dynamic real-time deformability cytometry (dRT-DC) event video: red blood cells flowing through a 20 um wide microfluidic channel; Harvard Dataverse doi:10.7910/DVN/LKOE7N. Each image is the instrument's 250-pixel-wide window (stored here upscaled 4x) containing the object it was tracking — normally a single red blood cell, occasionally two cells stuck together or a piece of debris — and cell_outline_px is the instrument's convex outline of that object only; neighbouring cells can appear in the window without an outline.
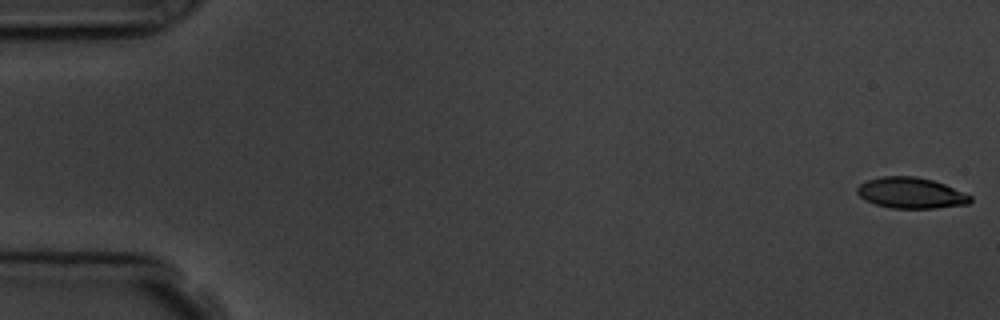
{"species": "common noctule bat (a hibernating species)", "species_latin": "Nyctalus noctula", "temperature_condition": "room temperature", "stored_images_in_passage": 5, "camera_frame_rate_fps": 3000, "um_per_image_px": 0.085, "animal": {"sex": "male", "body_mass_g": 19.5, "forearm_length_mm": 54.6}, "frame": {"image": 1, "passage_image": 1, "time_ms": 0.0, "image_size_px": [1000, 320], "cell_outline_px": [[972, 200], [968, 204], [936, 208], [892, 208], [876, 204], [860, 196], [856, 192], [856, 188], [860, 184], [868, 180], [880, 176], [916, 176], [932, 180], [944, 184], [972, 196]], "centroid_in_image_um": [77.43, 16.39], "position_along_channel_um": 7.6, "area_um2": 20.23}}
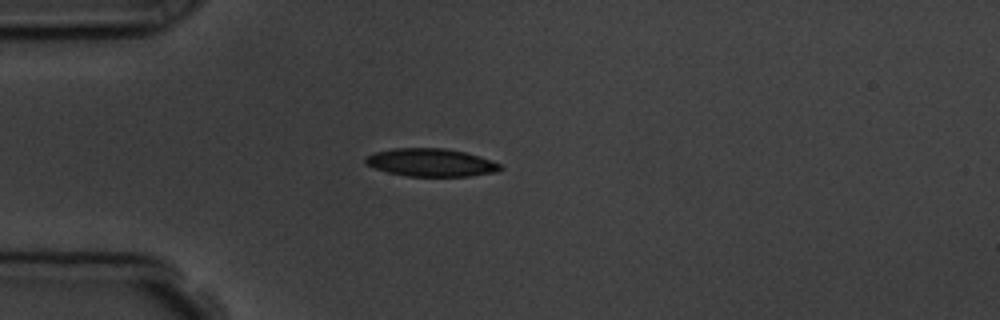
{"frame": {"image": 2, "passage_image": 5, "time_ms": 4.667, "image_size_px": [1000, 320], "cell_outline_px": [[504, 168], [496, 172], [468, 176], [408, 176], [388, 172], [364, 164], [364, 156], [376, 152], [392, 148], [444, 148], [464, 152], [480, 156], [492, 160], [500, 164]], "centroid_in_image_um": [36.62, 13.81], "position_along_channel_um": 48.4, "area_um2": 21.96}}